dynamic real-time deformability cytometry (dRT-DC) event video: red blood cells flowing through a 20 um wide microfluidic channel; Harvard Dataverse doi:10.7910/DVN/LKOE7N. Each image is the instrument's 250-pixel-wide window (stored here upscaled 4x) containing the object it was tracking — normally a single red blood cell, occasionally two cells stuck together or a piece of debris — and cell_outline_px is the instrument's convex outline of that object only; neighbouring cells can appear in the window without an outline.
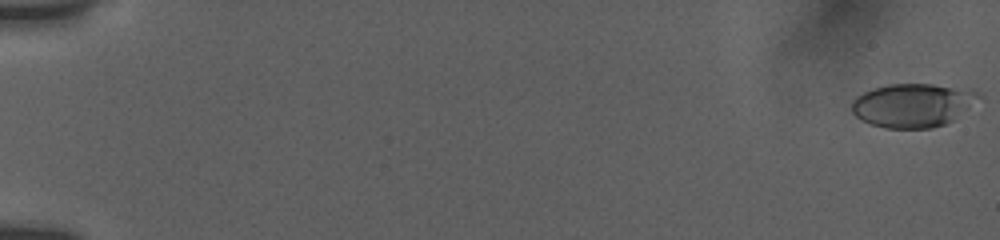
{"species": "human", "species_latin": "Homo sapiens", "temperature_condition": "room temperature", "stored_images_in_passage": 55, "camera_frame_rate_fps": 3000, "um_per_image_px": 0.085, "donor": {"sex": "female"}, "frame": {"image": 1, "passage_image": 1, "time_ms": 0.0, "image_size_px": [1000, 240], "cell_outline_px": [[984, 100], [952, 120], [944, 124], [932, 128], [884, 128], [868, 124], [856, 116], [852, 112], [852, 100], [856, 96], [864, 92], [888, 84], [932, 84], [972, 88], [980, 92], [984, 96]], "centroid_in_image_um": [77.7, 8.93], "position_along_channel_um": 7.3, "area_um2": 33.06}}
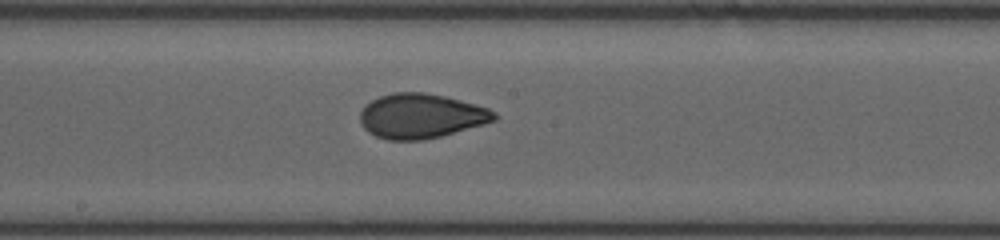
{"frame": {"image": 2, "passage_image": 32, "time_ms": 10.333, "image_size_px": [1000, 240], "cell_outline_px": [[500, 116], [496, 120], [484, 124], [440, 136], [424, 140], [388, 140], [376, 136], [368, 132], [360, 124], [360, 112], [364, 104], [380, 96], [392, 92], [424, 92], [444, 96], [476, 104], [488, 108], [496, 112]], "centroid_in_image_um": [35.78, 9.85], "position_along_channel_um": 212.4, "area_um2": 35.14}}
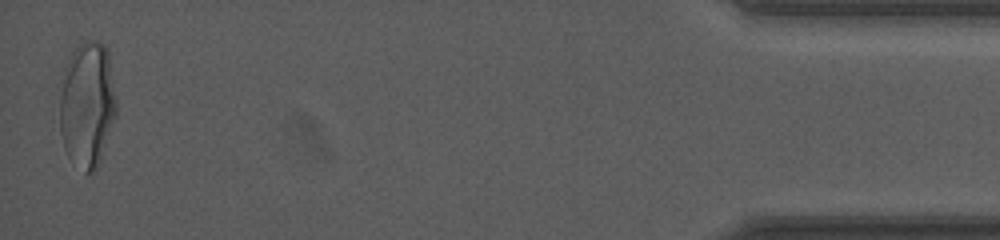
{"frame": {"image": 3, "passage_image": 55, "time_ms": 18.0, "image_size_px": [1000, 240], "cell_outline_px": [[116, 116], [100, 160], [96, 168], [92, 172], [88, 172], [68, 156], [64, 148], [60, 132], [60, 96], [64, 68], [68, 56], [80, 44], [88, 40], [92, 40], [104, 44], [108, 48], [116, 100]], "centroid_in_image_um": [7.42, 8.83], "position_along_channel_um": 427.8, "area_um2": 41.38}, "authors_computed_cell_mechanics": {"area_um2": 34.391, "velocity_mm_per_s": 3.8432, "shape_relaxation_time_tau1_ms": 7.1496, "shape_relaxation_time_tau2_ms": 1.2724, "deformation_change_tau1": 0.1935, "deformation_change_tau2": 0.0634}}